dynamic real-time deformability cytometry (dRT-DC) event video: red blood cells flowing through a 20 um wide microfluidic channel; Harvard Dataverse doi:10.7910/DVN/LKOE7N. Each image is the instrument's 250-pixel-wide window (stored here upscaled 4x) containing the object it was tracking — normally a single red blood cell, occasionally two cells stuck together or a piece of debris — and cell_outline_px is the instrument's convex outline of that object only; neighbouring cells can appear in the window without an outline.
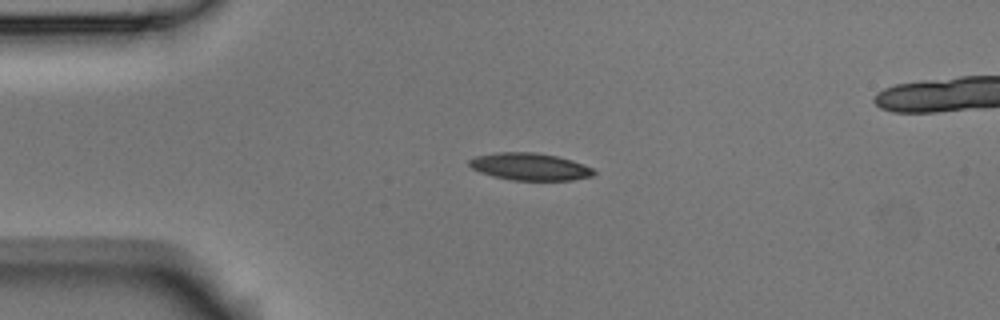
{"species": "Egyptian fruit bat (a non-hibernating species)", "species_latin": "Rousettus aegyptiacus", "temperature_condition": "room temperature", "stored_images_in_passage": 4, "camera_frame_rate_fps": 3000, "um_per_image_px": 0.085, "animal": {"sex": "male"}, "frame": {"image": 1, "passage_image": 2, "time_ms": 0.333, "image_size_px": [1000, 320], "cell_outline_px": [[596, 172], [592, 176], [572, 180], [512, 180], [492, 176], [480, 172], [472, 168], [468, 164], [468, 160], [476, 156], [496, 152], [532, 152], [556, 156], [572, 160], [584, 164], [592, 168]], "centroid_in_image_um": [45.02, 14.16], "position_along_channel_um": 40.0, "area_um2": 19.77}}
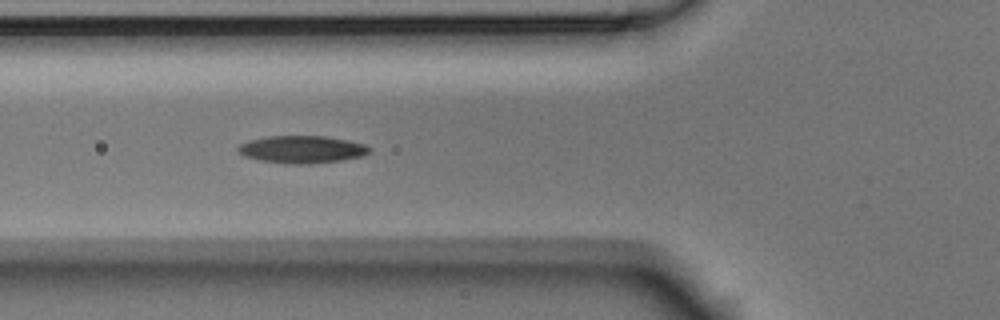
{"frame": {"image": 2, "passage_image": 4, "time_ms": 1.0, "image_size_px": [1000, 320], "cell_outline_px": [[372, 152], [364, 156], [344, 160], [308, 164], [284, 164], [260, 160], [244, 156], [236, 148], [240, 144], [248, 140], [268, 136], [324, 136], [348, 140], [364, 144], [372, 148]], "centroid_in_image_um": [25.7, 12.7], "position_along_channel_um": 100.1, "area_um2": 21.27}}